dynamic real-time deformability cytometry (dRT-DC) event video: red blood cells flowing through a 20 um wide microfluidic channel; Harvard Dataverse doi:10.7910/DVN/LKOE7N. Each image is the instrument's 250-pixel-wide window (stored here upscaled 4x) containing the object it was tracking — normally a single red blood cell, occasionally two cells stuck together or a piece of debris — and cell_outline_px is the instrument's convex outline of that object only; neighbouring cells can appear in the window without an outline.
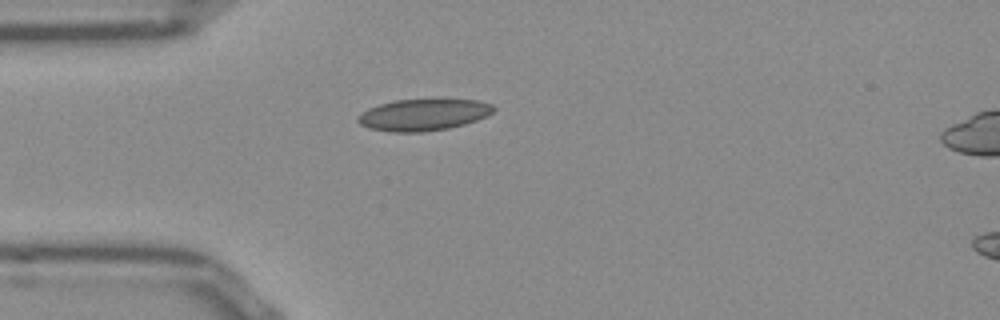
{"species": "Egyptian fruit bat (a non-hibernating species)", "species_latin": "Rousettus aegyptiacus", "temperature_condition": "room temperature", "stored_images_in_passage": 39, "camera_frame_rate_fps": 3000, "um_per_image_px": 0.085, "frame": {"image": 1, "passage_image": 1, "time_ms": 0.0, "image_size_px": [1000, 320], "cell_outline_px": [[496, 108], [488, 116], [464, 124], [448, 128], [420, 132], [392, 132], [368, 128], [360, 124], [356, 120], [356, 116], [360, 112], [368, 108], [380, 104], [396, 100], [440, 96], [480, 100], [492, 104]], "centroid_in_image_um": [36.02, 9.69], "position_along_channel_um": 49.0, "area_um2": 26.18}}
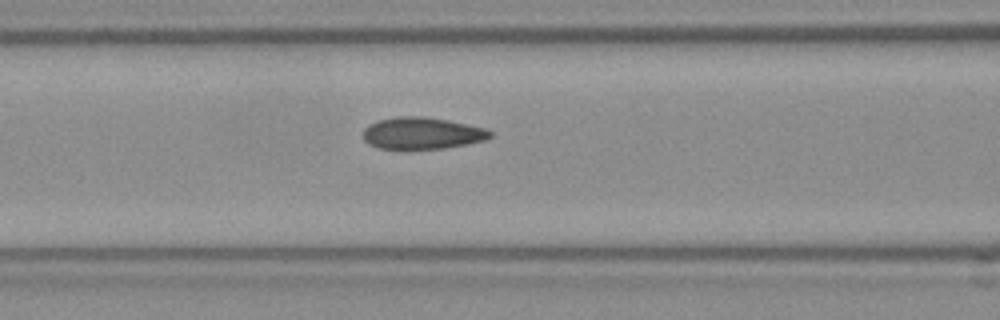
{"frame": {"image": 2, "passage_image": 8, "time_ms": 2.333, "image_size_px": [1000, 320], "cell_outline_px": [[492, 136], [484, 140], [464, 144], [440, 148], [380, 148], [368, 144], [364, 140], [364, 128], [368, 124], [376, 120], [396, 116], [424, 116], [448, 120], [488, 128], [492, 132]], "centroid_in_image_um": [35.86, 11.29], "position_along_channel_um": 130.7, "area_um2": 23.47}}
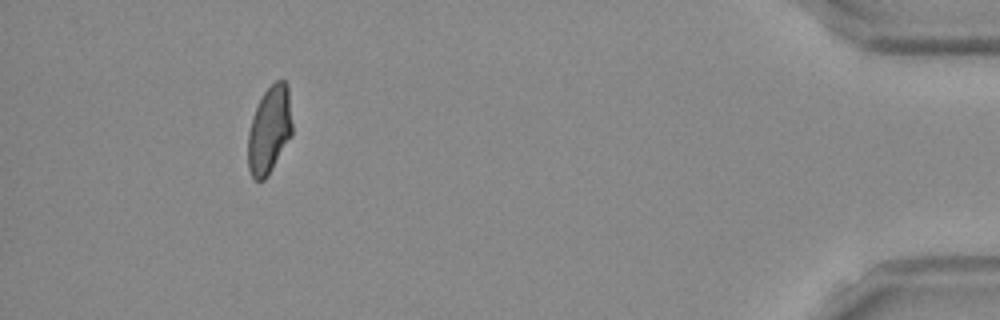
{"frame": {"image": 3, "passage_image": 35, "time_ms": 11.333, "image_size_px": [1000, 320], "cell_outline_px": [[292, 136], [268, 176], [264, 180], [256, 180], [252, 176], [248, 168], [248, 132], [252, 116], [264, 92], [276, 80], [284, 80], [288, 84], [292, 124]], "centroid_in_image_um": [22.91, 11.05], "position_along_channel_um": 412.3, "area_um2": 22.66}, "authors_computed_cell_mechanics": {"area_um2": 23.2356, "velocity_mm_per_s": 3.8749, "shape_relaxation_time_tau1_ms": null, "shape_relaxation_time_tau2_ms": 1.4208, "deformation_change_tau1": null, "deformation_change_tau2": 0.053}}